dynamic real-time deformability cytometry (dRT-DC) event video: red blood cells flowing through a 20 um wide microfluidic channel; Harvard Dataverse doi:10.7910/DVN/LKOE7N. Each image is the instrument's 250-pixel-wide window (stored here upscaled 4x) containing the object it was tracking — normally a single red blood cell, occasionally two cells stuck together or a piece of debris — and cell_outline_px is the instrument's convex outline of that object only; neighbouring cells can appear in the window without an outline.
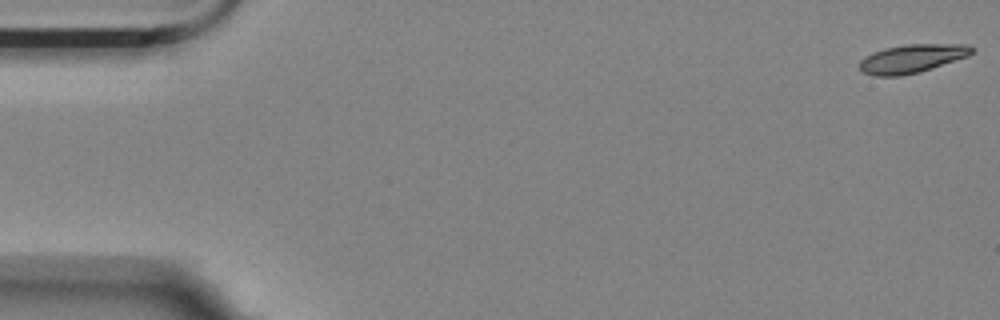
{"species": "Egyptian fruit bat (a non-hibernating species)", "species_latin": "Rousettus aegyptiacus", "temperature_condition": "room temperature", "stored_images_in_passage": 4, "camera_frame_rate_fps": 3000, "um_per_image_px": 0.085, "animal": {"sex": "female"}, "frame": {"image": 1, "passage_image": 1, "time_ms": 0.0, "image_size_px": [1000, 320], "cell_outline_px": [[976, 48], [968, 56], [920, 72], [900, 76], [872, 76], [864, 72], [860, 68], [860, 60], [864, 56], [884, 48], [908, 44], [968, 44]], "centroid_in_image_um": [77.53, 4.97], "position_along_channel_um": 7.5, "area_um2": 18.67}}
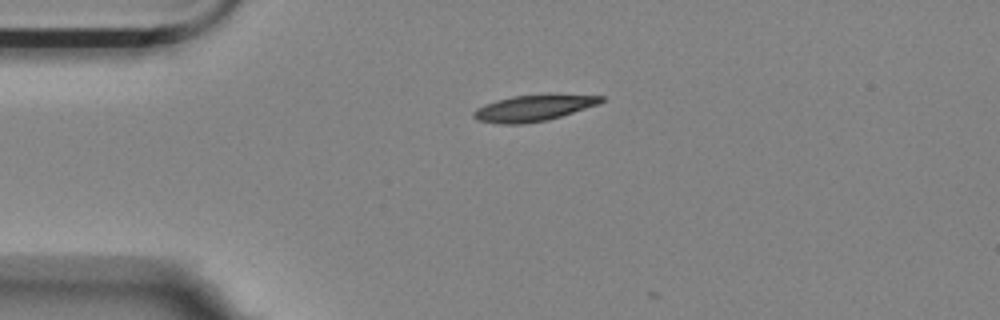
{"frame": {"image": 2, "passage_image": 4, "time_ms": 4.0, "image_size_px": [1000, 320], "cell_outline_px": [[604, 100], [596, 104], [548, 120], [524, 124], [500, 124], [476, 120], [472, 116], [472, 112], [476, 108], [484, 104], [496, 100], [512, 96], [544, 92], [556, 92], [604, 96]], "centroid_in_image_um": [45.33, 9.14], "position_along_channel_um": 39.7, "area_um2": 20.17}}